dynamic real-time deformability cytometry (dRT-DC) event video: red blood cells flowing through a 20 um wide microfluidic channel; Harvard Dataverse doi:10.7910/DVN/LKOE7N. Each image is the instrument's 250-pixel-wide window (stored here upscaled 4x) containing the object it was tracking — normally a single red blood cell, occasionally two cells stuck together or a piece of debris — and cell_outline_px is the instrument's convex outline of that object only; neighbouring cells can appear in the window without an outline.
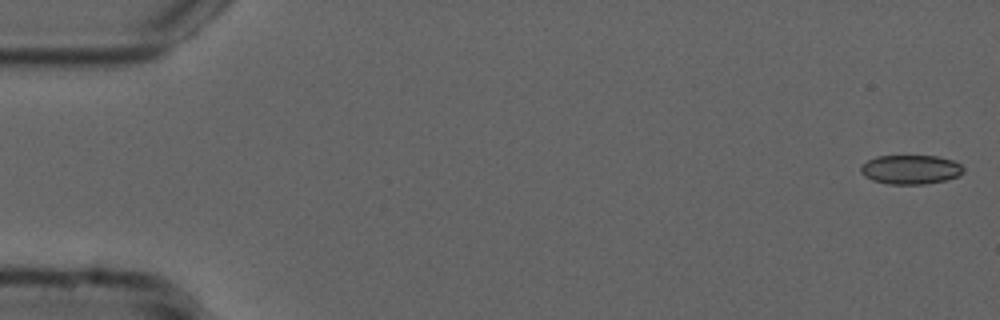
{"species": "common noctule bat (a hibernating species)", "species_latin": "Nyctalus noctula", "temperature_condition": "cold", "stored_images_in_passage": 53, "camera_frame_rate_fps": 3000, "um_per_image_px": 0.085, "animal": {"sex": "male", "forearm_length_mm": 52.5}, "frame": {"image": 1, "passage_image": 1, "time_ms": 0.0, "image_size_px": [1000, 320], "cell_outline_px": [[964, 172], [960, 176], [944, 180], [924, 184], [888, 184], [872, 180], [864, 176], [860, 172], [860, 168], [868, 160], [876, 156], [936, 156], [952, 160], [960, 164], [964, 168]], "centroid_in_image_um": [77.41, 14.41], "position_along_channel_um": 7.6, "area_um2": 17.46}}
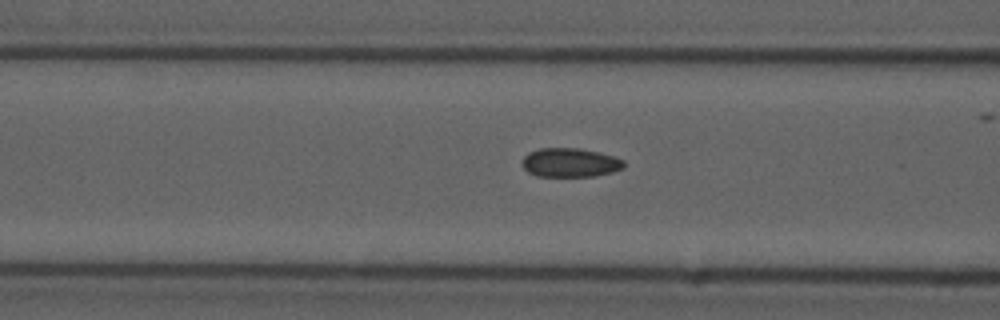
{"frame": {"image": 2, "passage_image": 21, "time_ms": 6.667, "image_size_px": [1000, 320], "cell_outline_px": [[624, 168], [612, 172], [596, 176], [536, 176], [528, 172], [520, 164], [524, 156], [528, 152], [540, 148], [580, 148], [600, 152], [616, 156], [624, 160]], "centroid_in_image_um": [48.46, 13.81], "position_along_channel_um": 118.1, "area_um2": 17.46}}
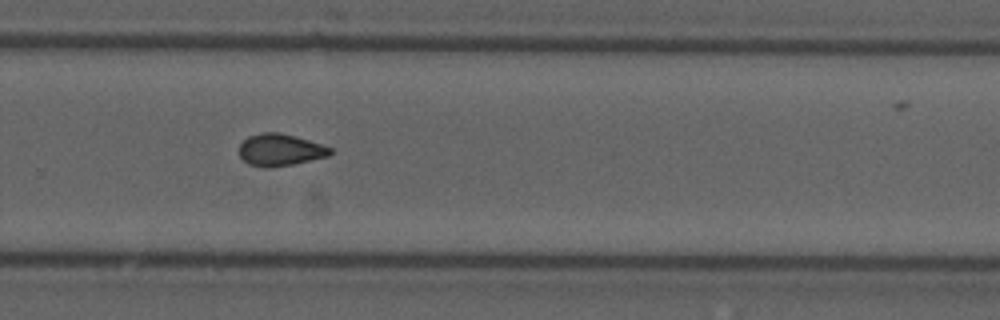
{"frame": {"image": 3, "passage_image": 36, "time_ms": 11.667, "image_size_px": [1000, 320], "cell_outline_px": [[336, 152], [328, 156], [292, 164], [268, 168], [264, 168], [248, 164], [240, 156], [240, 144], [248, 136], [260, 132], [280, 132], [308, 140], [332, 148]], "centroid_in_image_um": [23.82, 12.74], "position_along_channel_um": 306.0, "area_um2": 16.99}}